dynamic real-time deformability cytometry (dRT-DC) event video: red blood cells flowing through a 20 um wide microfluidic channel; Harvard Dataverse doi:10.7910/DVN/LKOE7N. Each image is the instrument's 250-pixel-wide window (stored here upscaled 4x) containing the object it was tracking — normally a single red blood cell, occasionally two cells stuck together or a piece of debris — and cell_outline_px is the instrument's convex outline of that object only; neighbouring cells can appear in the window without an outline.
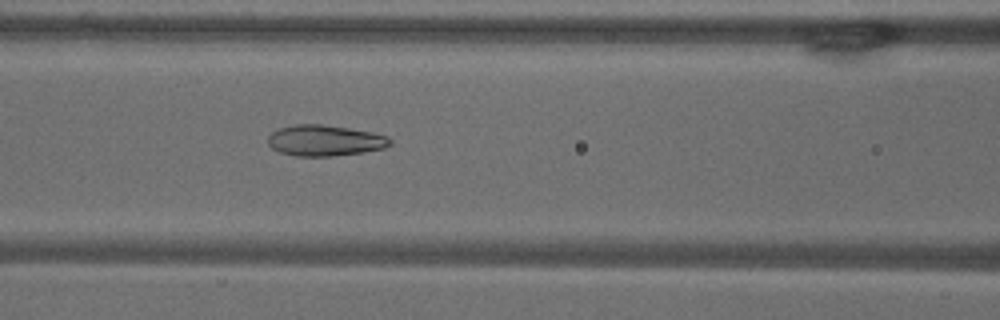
{"species": "common noctule bat (a hibernating species)", "species_latin": "Nyctalus noctula", "temperature_condition": "warm", "stored_images_in_passage": 55, "camera_frame_rate_fps": 3000, "um_per_image_px": 0.085, "animal": {"sex": "male", "body_mass_g": 18.8}, "frame": {"image": 1, "passage_image": 23, "time_ms": 7.333, "image_size_px": [1000, 320], "cell_outline_px": [[392, 144], [384, 148], [364, 152], [332, 156], [296, 156], [280, 152], [272, 148], [268, 144], [268, 136], [272, 132], [280, 128], [296, 124], [324, 124], [372, 132], [384, 136], [392, 140]], "centroid_in_image_um": [27.6, 11.94], "position_along_channel_um": 139.0, "area_um2": 21.96}}
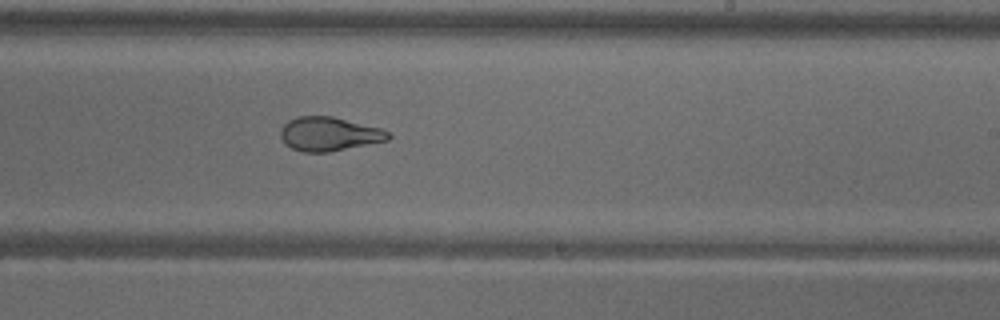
{"frame": {"image": 2, "passage_image": 33, "time_ms": 10.667, "image_size_px": [1000, 320], "cell_outline_px": [[392, 136], [388, 140], [328, 152], [300, 152], [284, 144], [280, 136], [280, 128], [288, 120], [300, 116], [332, 116], [384, 128]], "centroid_in_image_um": [27.97, 11.38], "position_along_channel_um": 261.0, "area_um2": 21.5}}
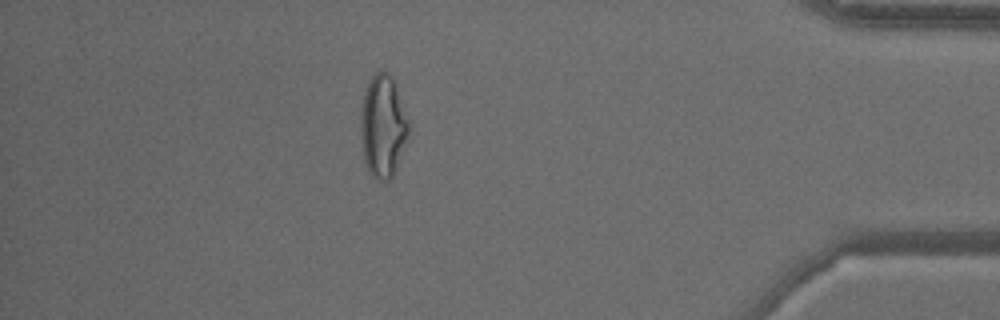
{"frame": {"image": 3, "passage_image": 48, "time_ms": 15.667, "image_size_px": [1000, 320], "cell_outline_px": [[408, 136], [396, 168], [392, 176], [388, 180], [380, 180], [372, 176], [368, 172], [364, 164], [360, 128], [360, 108], [364, 92], [368, 80], [380, 68], [388, 72], [396, 80], [408, 120]], "centroid_in_image_um": [32.53, 10.66], "position_along_channel_um": 402.7, "area_um2": 29.19}, "authors_computed_cell_mechanics": {"area_um2": 26.01, "velocity_mm_per_s": 3.6681, "shape_relaxation_time_tau1_ms": 10.7553, "shape_relaxation_time_tau2_ms": 1.5518, "deformation_change_tau1": 0.2737, "deformation_change_tau2": 0.0768}}